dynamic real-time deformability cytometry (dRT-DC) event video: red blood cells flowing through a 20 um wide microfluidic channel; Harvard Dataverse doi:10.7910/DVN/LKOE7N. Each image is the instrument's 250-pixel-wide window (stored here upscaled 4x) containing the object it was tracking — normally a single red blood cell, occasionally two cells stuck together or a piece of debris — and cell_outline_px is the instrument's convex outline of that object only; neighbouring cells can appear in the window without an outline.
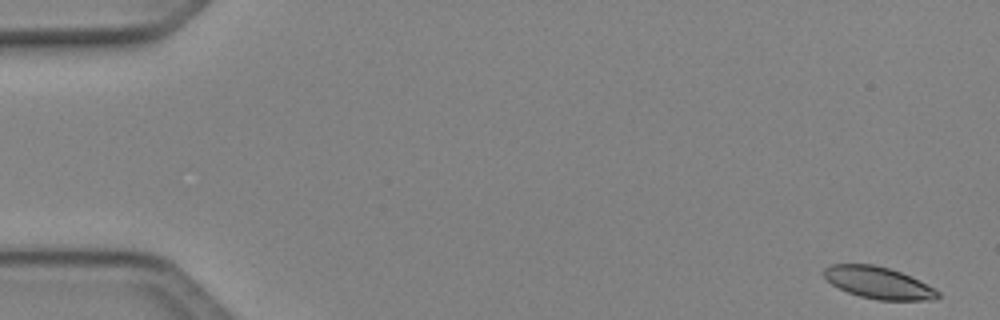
{"species": "Egyptian fruit bat (a non-hibernating species)", "species_latin": "Rousettus aegyptiacus", "temperature_condition": "cold", "stored_images_in_passage": 49, "camera_frame_rate_fps": 3000, "um_per_image_px": 0.085, "animal": {"sex": "female"}, "frame": {"image": 1, "passage_image": 1, "time_ms": 0.0, "image_size_px": [1000, 320], "cell_outline_px": [[940, 296], [936, 300], [880, 300], [860, 296], [848, 292], [832, 284], [824, 276], [824, 268], [832, 264], [872, 264], [888, 268], [900, 272], [940, 292]], "centroid_in_image_um": [74.65, 24.04], "position_along_channel_um": 10.4, "area_um2": 20.69}}
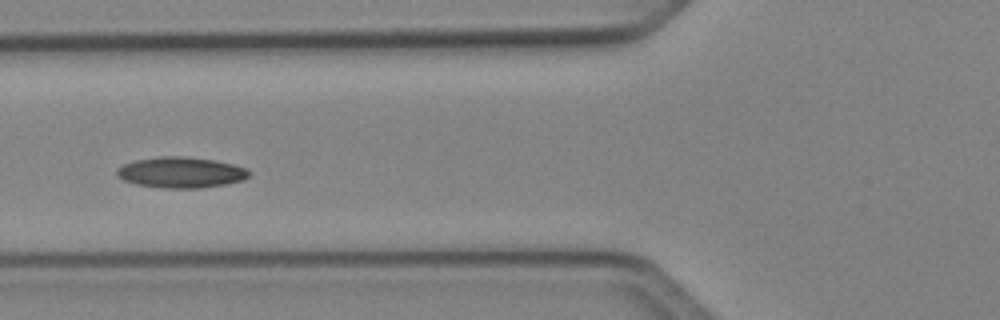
{"frame": {"image": 2, "passage_image": 19, "time_ms": 6.0, "image_size_px": [1000, 320], "cell_outline_px": [[252, 172], [244, 180], [224, 184], [200, 188], [164, 188], [136, 184], [124, 180], [116, 176], [116, 168], [124, 164], [136, 160], [160, 156], [184, 156], [216, 160], [248, 168]], "centroid_in_image_um": [15.39, 14.65], "position_along_channel_um": 110.4, "area_um2": 23.87}}
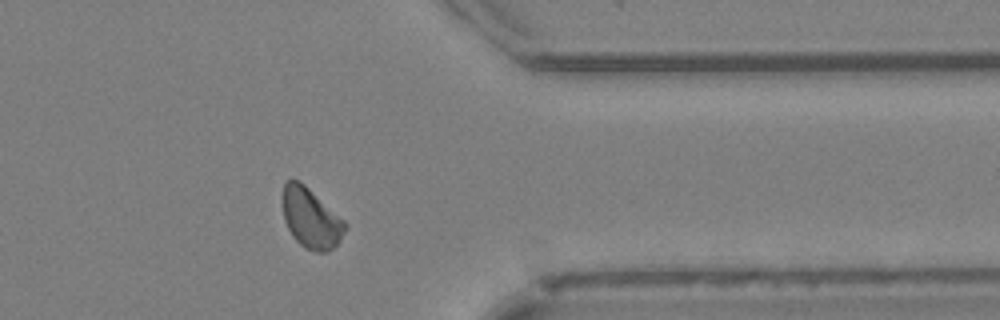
{"frame": {"image": 3, "passage_image": 40, "time_ms": 13.0, "image_size_px": [1000, 320], "cell_outline_px": [[348, 224], [340, 240], [328, 252], [316, 252], [304, 248], [292, 236], [284, 220], [284, 184], [288, 180], [300, 180], [344, 220]], "centroid_in_image_um": [26.44, 18.57], "position_along_channel_um": 385.0, "area_um2": 21.56}, "authors_computed_cell_mechanics": {"area_um2": 21.8484, "velocity_mm_per_s": 4.075, "shape_relaxation_time_tau1_ms": 7.2542, "shape_relaxation_time_tau2_ms": null, "deformation_change_tau1": 0.1222, "deformation_change_tau2": null}}